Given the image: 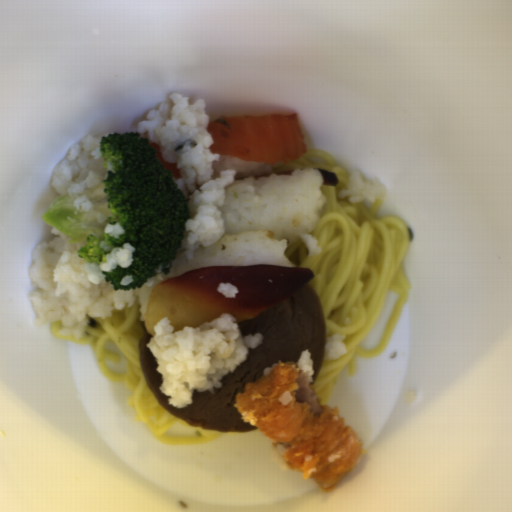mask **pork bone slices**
I'll use <instances>...</instances> for the list:
<instances>
[{
    "label": "pork bone slices",
    "instance_id": "obj_1",
    "mask_svg": "<svg viewBox=\"0 0 512 512\" xmlns=\"http://www.w3.org/2000/svg\"><path fill=\"white\" fill-rule=\"evenodd\" d=\"M141 325L144 336L137 343L141 370L158 404L188 425L223 432L256 430L258 427L244 422L235 408L237 394L242 393L247 384L268 376L280 361L295 364L306 349L314 370L312 386L321 371L327 345L323 306L307 282L281 304L259 313L255 318L237 323L243 337L262 333V344L249 347L241 365L233 373L221 376V387L202 393L193 392L191 404L176 408L169 404L160 389L162 376L148 346L154 336L148 332L144 320Z\"/></svg>",
    "mask_w": 512,
    "mask_h": 512
}]
</instances>
